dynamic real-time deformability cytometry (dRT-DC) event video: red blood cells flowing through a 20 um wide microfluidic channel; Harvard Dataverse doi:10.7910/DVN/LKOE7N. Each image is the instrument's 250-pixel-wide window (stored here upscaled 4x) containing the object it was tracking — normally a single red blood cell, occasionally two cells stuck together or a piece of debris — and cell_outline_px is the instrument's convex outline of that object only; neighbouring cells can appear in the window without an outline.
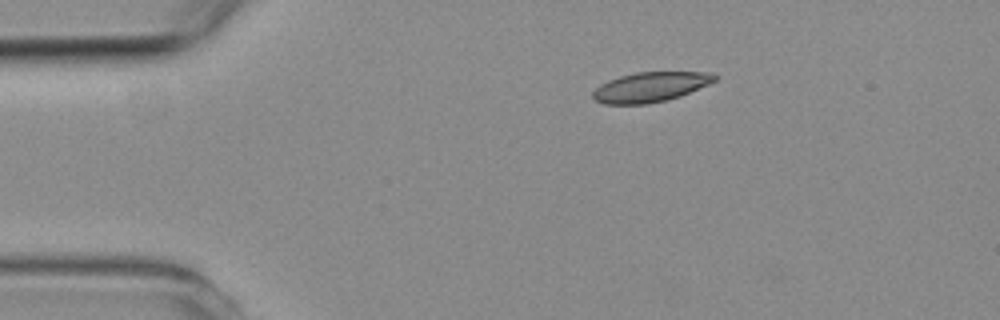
{"species": "common noctule bat (a hibernating species)", "species_latin": "Nyctalus noctula", "temperature_condition": "room temperature", "stored_images_in_passage": 4, "camera_frame_rate_fps": 3000, "um_per_image_px": 0.085, "animal": {"sex": "female", "body_mass_g": 19.3, "forearm_length_mm": 54.1}, "frame": {"image": 1, "passage_image": 4, "time_ms": 3.667, "image_size_px": [1000, 320], "cell_outline_px": [[716, 80], [708, 84], [680, 96], [668, 100], [648, 104], [604, 104], [596, 100], [592, 96], [592, 92], [600, 84], [608, 80], [620, 76], [636, 72], [708, 72], [716, 76]], "centroid_in_image_um": [55.25, 7.4], "position_along_channel_um": 29.8, "area_um2": 21.1}}